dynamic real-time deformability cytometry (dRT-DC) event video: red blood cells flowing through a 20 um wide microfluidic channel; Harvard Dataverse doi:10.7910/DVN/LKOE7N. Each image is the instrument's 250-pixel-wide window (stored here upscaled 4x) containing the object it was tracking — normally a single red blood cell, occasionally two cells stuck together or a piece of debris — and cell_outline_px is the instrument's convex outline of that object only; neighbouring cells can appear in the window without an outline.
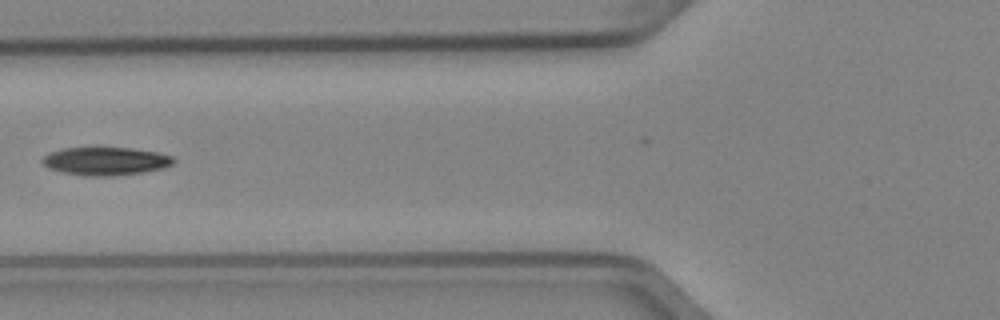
{"species": "Egyptian fruit bat (a non-hibernating species)", "species_latin": "Rousettus aegyptiacus", "temperature_condition": "cold", "stored_images_in_passage": 5, "camera_frame_rate_fps": 3000, "um_per_image_px": 0.085, "animal": {"sex": "female"}, "frame": {"image": 1, "passage_image": 4, "time_ms": 1.0, "image_size_px": [1000, 320], "cell_outline_px": [[176, 160], [172, 164], [164, 168], [144, 172], [112, 176], [84, 176], [64, 172], [48, 168], [40, 160], [48, 152], [64, 148], [132, 148], [156, 152], [172, 156]], "centroid_in_image_um": [8.97, 13.7], "position_along_channel_um": 116.8, "area_um2": 21.5}}
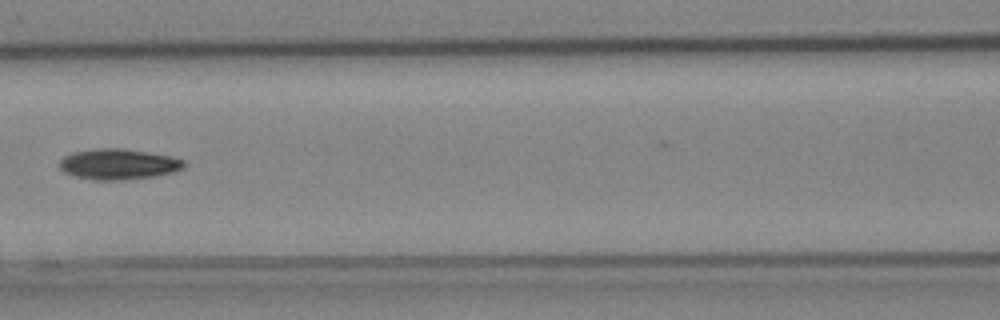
{"frame": {"image": 2, "passage_image": 5, "time_ms": 1.333, "image_size_px": [1000, 320], "cell_outline_px": [[188, 164], [184, 168], [172, 172], [152, 176], [124, 180], [96, 180], [76, 176], [64, 172], [60, 168], [60, 160], [64, 156], [76, 152], [100, 148], [124, 148], [172, 156], [184, 160]], "centroid_in_image_um": [10.11, 13.95], "position_along_channel_um": 156.5, "area_um2": 22.14}}